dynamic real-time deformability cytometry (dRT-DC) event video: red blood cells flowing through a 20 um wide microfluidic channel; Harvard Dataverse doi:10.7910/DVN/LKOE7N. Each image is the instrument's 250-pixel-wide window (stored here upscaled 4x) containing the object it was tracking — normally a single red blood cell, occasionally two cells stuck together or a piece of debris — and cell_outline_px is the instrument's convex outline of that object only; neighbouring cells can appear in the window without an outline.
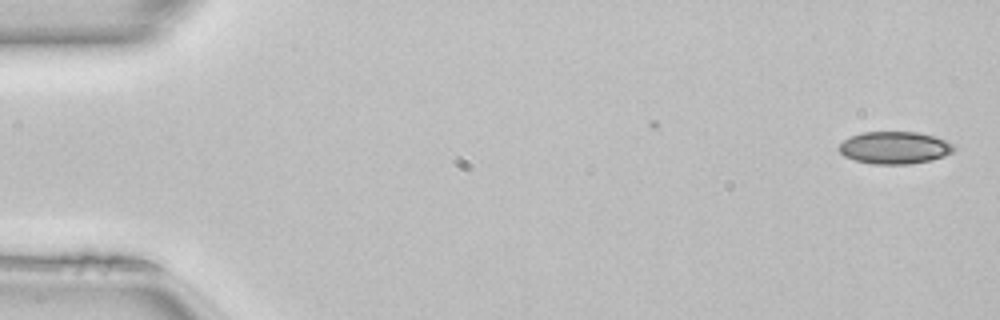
{"species": "common noctule bat (a hibernating species)", "species_latin": "Nyctalus noctula", "temperature_condition": "room temperature", "stored_images_in_passage": 8, "camera_frame_rate_fps": 3000, "um_per_image_px": 0.085, "animal": {"sex": "female", "body_mass_g": 22.7, "forearm_length_mm": 54.2}, "frame": {"image": 1, "passage_image": 1, "time_ms": 0.0, "image_size_px": [1000, 320], "cell_outline_px": [[956, 148], [952, 152], [944, 156], [932, 160], [908, 164], [872, 164], [856, 160], [844, 156], [836, 148], [844, 140], [852, 136], [864, 132], [916, 132], [936, 136], [952, 144]], "centroid_in_image_um": [76.04, 12.56], "position_along_channel_um": 9.0, "area_um2": 21.62}}